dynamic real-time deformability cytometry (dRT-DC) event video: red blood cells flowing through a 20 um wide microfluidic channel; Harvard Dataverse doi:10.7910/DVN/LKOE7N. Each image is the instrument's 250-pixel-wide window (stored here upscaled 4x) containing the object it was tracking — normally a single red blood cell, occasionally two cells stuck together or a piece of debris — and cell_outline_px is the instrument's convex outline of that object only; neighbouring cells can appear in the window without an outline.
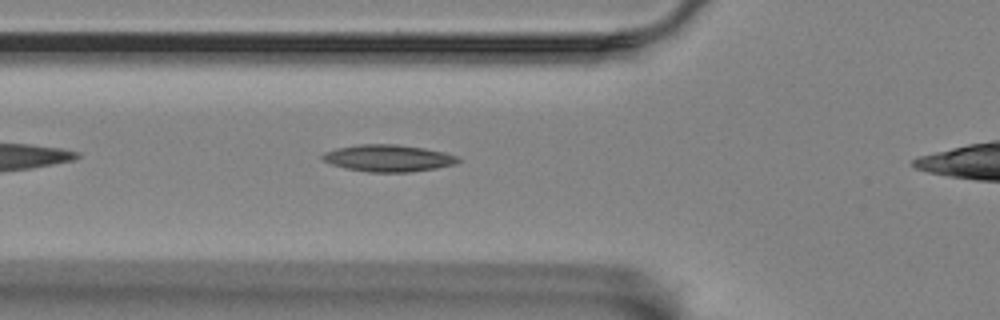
{"species": "Egyptian fruit bat (a non-hibernating species)", "species_latin": "Rousettus aegyptiacus", "temperature_condition": "room temperature", "stored_images_in_passage": 25, "camera_frame_rate_fps": 3000, "um_per_image_px": 0.085, "animal": {"sex": "female"}, "frame": {"image": 1, "passage_image": 4, "time_ms": 1.0, "image_size_px": [1000, 320], "cell_outline_px": [[460, 160], [456, 164], [436, 168], [412, 172], [368, 172], [348, 168], [332, 164], [324, 160], [320, 156], [324, 152], [336, 148], [360, 144], [396, 144], [424, 148], [444, 152], [456, 156]], "centroid_in_image_um": [33.01, 13.44], "position_along_channel_um": 92.8, "area_um2": 21.15}}
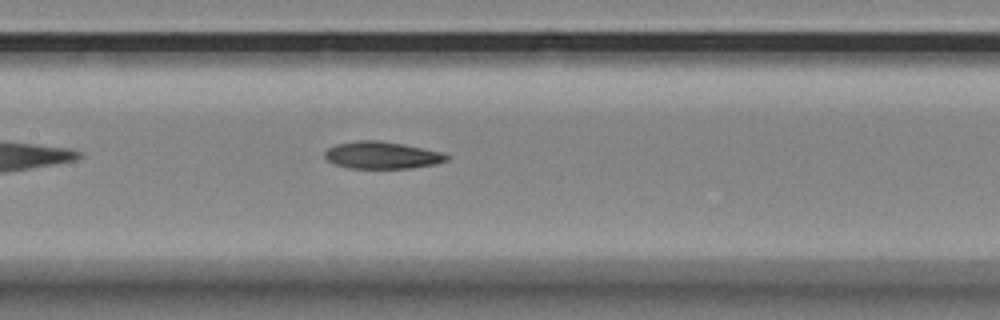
{"frame": {"image": 2, "passage_image": 11, "time_ms": 3.333, "image_size_px": [1000, 320], "cell_outline_px": [[448, 160], [436, 164], [408, 168], [348, 168], [336, 164], [328, 160], [324, 156], [324, 152], [328, 148], [336, 144], [356, 140], [376, 140], [404, 144], [440, 152], [448, 156]], "centroid_in_image_um": [32.43, 13.19], "position_along_channel_um": 175.0, "area_um2": 19.13}}